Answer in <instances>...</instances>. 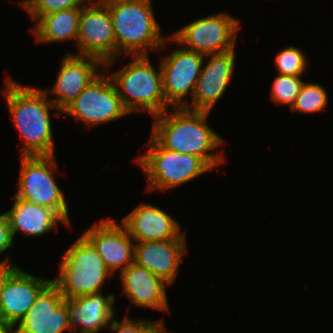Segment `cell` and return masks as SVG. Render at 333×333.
Returning a JSON list of instances; mask_svg holds the SVG:
<instances>
[{
  "instance_id": "cell-26",
  "label": "cell",
  "mask_w": 333,
  "mask_h": 333,
  "mask_svg": "<svg viewBox=\"0 0 333 333\" xmlns=\"http://www.w3.org/2000/svg\"><path fill=\"white\" fill-rule=\"evenodd\" d=\"M303 84L301 77L278 74L272 83L270 98L274 103L289 105L291 108Z\"/></svg>"
},
{
  "instance_id": "cell-28",
  "label": "cell",
  "mask_w": 333,
  "mask_h": 333,
  "mask_svg": "<svg viewBox=\"0 0 333 333\" xmlns=\"http://www.w3.org/2000/svg\"><path fill=\"white\" fill-rule=\"evenodd\" d=\"M14 246V240L11 233V227L9 219L6 213L0 215V254L6 252ZM13 264L10 258L7 256L4 260L0 261V265Z\"/></svg>"
},
{
  "instance_id": "cell-7",
  "label": "cell",
  "mask_w": 333,
  "mask_h": 333,
  "mask_svg": "<svg viewBox=\"0 0 333 333\" xmlns=\"http://www.w3.org/2000/svg\"><path fill=\"white\" fill-rule=\"evenodd\" d=\"M18 191L15 196L54 210L71 227L63 191L55 181V155L21 156Z\"/></svg>"
},
{
  "instance_id": "cell-3",
  "label": "cell",
  "mask_w": 333,
  "mask_h": 333,
  "mask_svg": "<svg viewBox=\"0 0 333 333\" xmlns=\"http://www.w3.org/2000/svg\"><path fill=\"white\" fill-rule=\"evenodd\" d=\"M111 15L116 39V58L162 52L166 39L152 9L151 0H101Z\"/></svg>"
},
{
  "instance_id": "cell-20",
  "label": "cell",
  "mask_w": 333,
  "mask_h": 333,
  "mask_svg": "<svg viewBox=\"0 0 333 333\" xmlns=\"http://www.w3.org/2000/svg\"><path fill=\"white\" fill-rule=\"evenodd\" d=\"M115 294L102 292L68 299L69 322L71 332L80 327V333H99L104 327H110L116 319L114 311Z\"/></svg>"
},
{
  "instance_id": "cell-27",
  "label": "cell",
  "mask_w": 333,
  "mask_h": 333,
  "mask_svg": "<svg viewBox=\"0 0 333 333\" xmlns=\"http://www.w3.org/2000/svg\"><path fill=\"white\" fill-rule=\"evenodd\" d=\"M165 326L162 318L150 321L130 319L126 316L121 322L113 319L109 328L115 333H168Z\"/></svg>"
},
{
  "instance_id": "cell-29",
  "label": "cell",
  "mask_w": 333,
  "mask_h": 333,
  "mask_svg": "<svg viewBox=\"0 0 333 333\" xmlns=\"http://www.w3.org/2000/svg\"><path fill=\"white\" fill-rule=\"evenodd\" d=\"M19 267L14 264L0 265V301L1 295L7 279L18 269Z\"/></svg>"
},
{
  "instance_id": "cell-6",
  "label": "cell",
  "mask_w": 333,
  "mask_h": 333,
  "mask_svg": "<svg viewBox=\"0 0 333 333\" xmlns=\"http://www.w3.org/2000/svg\"><path fill=\"white\" fill-rule=\"evenodd\" d=\"M147 144L146 154L135 160L146 175L147 191H165L211 171L199 157L165 149L151 136Z\"/></svg>"
},
{
  "instance_id": "cell-13",
  "label": "cell",
  "mask_w": 333,
  "mask_h": 333,
  "mask_svg": "<svg viewBox=\"0 0 333 333\" xmlns=\"http://www.w3.org/2000/svg\"><path fill=\"white\" fill-rule=\"evenodd\" d=\"M82 235L93 245L112 274L117 269L121 273L134 263L135 241L116 219L108 217L93 223Z\"/></svg>"
},
{
  "instance_id": "cell-25",
  "label": "cell",
  "mask_w": 333,
  "mask_h": 333,
  "mask_svg": "<svg viewBox=\"0 0 333 333\" xmlns=\"http://www.w3.org/2000/svg\"><path fill=\"white\" fill-rule=\"evenodd\" d=\"M275 65L280 75L302 77L307 69V58L299 48L288 46L275 57Z\"/></svg>"
},
{
  "instance_id": "cell-8",
  "label": "cell",
  "mask_w": 333,
  "mask_h": 333,
  "mask_svg": "<svg viewBox=\"0 0 333 333\" xmlns=\"http://www.w3.org/2000/svg\"><path fill=\"white\" fill-rule=\"evenodd\" d=\"M240 24L238 19L227 12L211 14L173 32L167 36V40L203 55L224 53L236 48V35L242 28Z\"/></svg>"
},
{
  "instance_id": "cell-24",
  "label": "cell",
  "mask_w": 333,
  "mask_h": 333,
  "mask_svg": "<svg viewBox=\"0 0 333 333\" xmlns=\"http://www.w3.org/2000/svg\"><path fill=\"white\" fill-rule=\"evenodd\" d=\"M85 2L87 0H23L19 1V5L36 23L42 16L74 7H82Z\"/></svg>"
},
{
  "instance_id": "cell-23",
  "label": "cell",
  "mask_w": 333,
  "mask_h": 333,
  "mask_svg": "<svg viewBox=\"0 0 333 333\" xmlns=\"http://www.w3.org/2000/svg\"><path fill=\"white\" fill-rule=\"evenodd\" d=\"M328 100L327 90L320 83L304 82L290 110L305 114L318 113L325 110Z\"/></svg>"
},
{
  "instance_id": "cell-19",
  "label": "cell",
  "mask_w": 333,
  "mask_h": 333,
  "mask_svg": "<svg viewBox=\"0 0 333 333\" xmlns=\"http://www.w3.org/2000/svg\"><path fill=\"white\" fill-rule=\"evenodd\" d=\"M123 293L138 307L169 312L166 286L160 277L132 263L120 273Z\"/></svg>"
},
{
  "instance_id": "cell-1",
  "label": "cell",
  "mask_w": 333,
  "mask_h": 333,
  "mask_svg": "<svg viewBox=\"0 0 333 333\" xmlns=\"http://www.w3.org/2000/svg\"><path fill=\"white\" fill-rule=\"evenodd\" d=\"M155 116L151 137L163 148L199 157L211 170L224 162L221 154L210 151L225 140L208 125L210 112L172 108Z\"/></svg>"
},
{
  "instance_id": "cell-9",
  "label": "cell",
  "mask_w": 333,
  "mask_h": 333,
  "mask_svg": "<svg viewBox=\"0 0 333 333\" xmlns=\"http://www.w3.org/2000/svg\"><path fill=\"white\" fill-rule=\"evenodd\" d=\"M76 47L78 56L94 57L105 71L115 63L116 39L108 7L101 0H87L82 6Z\"/></svg>"
},
{
  "instance_id": "cell-14",
  "label": "cell",
  "mask_w": 333,
  "mask_h": 333,
  "mask_svg": "<svg viewBox=\"0 0 333 333\" xmlns=\"http://www.w3.org/2000/svg\"><path fill=\"white\" fill-rule=\"evenodd\" d=\"M104 64L97 58L78 56L67 53L62 61L56 80L47 95L53 94L50 99L62 113L78 95L92 83L101 73Z\"/></svg>"
},
{
  "instance_id": "cell-21",
  "label": "cell",
  "mask_w": 333,
  "mask_h": 333,
  "mask_svg": "<svg viewBox=\"0 0 333 333\" xmlns=\"http://www.w3.org/2000/svg\"><path fill=\"white\" fill-rule=\"evenodd\" d=\"M13 197L12 208L5 212L10 222L13 239L17 232L23 233L24 236L40 237L57 227L59 223L69 228L54 210L15 195Z\"/></svg>"
},
{
  "instance_id": "cell-2",
  "label": "cell",
  "mask_w": 333,
  "mask_h": 333,
  "mask_svg": "<svg viewBox=\"0 0 333 333\" xmlns=\"http://www.w3.org/2000/svg\"><path fill=\"white\" fill-rule=\"evenodd\" d=\"M5 85L6 105L23 140L21 156L54 155L49 110H55L53 114L58 117L59 109L48 99L45 90L23 86L9 76Z\"/></svg>"
},
{
  "instance_id": "cell-12",
  "label": "cell",
  "mask_w": 333,
  "mask_h": 333,
  "mask_svg": "<svg viewBox=\"0 0 333 333\" xmlns=\"http://www.w3.org/2000/svg\"><path fill=\"white\" fill-rule=\"evenodd\" d=\"M12 333H64L71 330L68 300L51 281L36 297Z\"/></svg>"
},
{
  "instance_id": "cell-18",
  "label": "cell",
  "mask_w": 333,
  "mask_h": 333,
  "mask_svg": "<svg viewBox=\"0 0 333 333\" xmlns=\"http://www.w3.org/2000/svg\"><path fill=\"white\" fill-rule=\"evenodd\" d=\"M121 222L135 242L173 240L184 233L176 219L149 203H141Z\"/></svg>"
},
{
  "instance_id": "cell-30",
  "label": "cell",
  "mask_w": 333,
  "mask_h": 333,
  "mask_svg": "<svg viewBox=\"0 0 333 333\" xmlns=\"http://www.w3.org/2000/svg\"><path fill=\"white\" fill-rule=\"evenodd\" d=\"M1 333H12V332L9 330H3Z\"/></svg>"
},
{
  "instance_id": "cell-5",
  "label": "cell",
  "mask_w": 333,
  "mask_h": 333,
  "mask_svg": "<svg viewBox=\"0 0 333 333\" xmlns=\"http://www.w3.org/2000/svg\"><path fill=\"white\" fill-rule=\"evenodd\" d=\"M59 270L52 282L65 300L101 292L106 278L113 275L83 235L64 253Z\"/></svg>"
},
{
  "instance_id": "cell-16",
  "label": "cell",
  "mask_w": 333,
  "mask_h": 333,
  "mask_svg": "<svg viewBox=\"0 0 333 333\" xmlns=\"http://www.w3.org/2000/svg\"><path fill=\"white\" fill-rule=\"evenodd\" d=\"M52 279L33 276L18 268L6 281L0 301V327L11 330L34 304Z\"/></svg>"
},
{
  "instance_id": "cell-10",
  "label": "cell",
  "mask_w": 333,
  "mask_h": 333,
  "mask_svg": "<svg viewBox=\"0 0 333 333\" xmlns=\"http://www.w3.org/2000/svg\"><path fill=\"white\" fill-rule=\"evenodd\" d=\"M82 121L86 128L113 122L129 113L107 74H100L62 112Z\"/></svg>"
},
{
  "instance_id": "cell-15",
  "label": "cell",
  "mask_w": 333,
  "mask_h": 333,
  "mask_svg": "<svg viewBox=\"0 0 333 333\" xmlns=\"http://www.w3.org/2000/svg\"><path fill=\"white\" fill-rule=\"evenodd\" d=\"M235 53L234 49L224 53L205 55L211 58L205 66L202 65L191 104L188 103L185 108L211 112L233 78L236 66Z\"/></svg>"
},
{
  "instance_id": "cell-17",
  "label": "cell",
  "mask_w": 333,
  "mask_h": 333,
  "mask_svg": "<svg viewBox=\"0 0 333 333\" xmlns=\"http://www.w3.org/2000/svg\"><path fill=\"white\" fill-rule=\"evenodd\" d=\"M186 232L173 240L135 242L134 263L170 286L177 277L187 248Z\"/></svg>"
},
{
  "instance_id": "cell-22",
  "label": "cell",
  "mask_w": 333,
  "mask_h": 333,
  "mask_svg": "<svg viewBox=\"0 0 333 333\" xmlns=\"http://www.w3.org/2000/svg\"><path fill=\"white\" fill-rule=\"evenodd\" d=\"M81 10L82 7H74L42 16L31 29L36 42L51 44L75 40L74 44H76Z\"/></svg>"
},
{
  "instance_id": "cell-4",
  "label": "cell",
  "mask_w": 333,
  "mask_h": 333,
  "mask_svg": "<svg viewBox=\"0 0 333 333\" xmlns=\"http://www.w3.org/2000/svg\"><path fill=\"white\" fill-rule=\"evenodd\" d=\"M149 55L132 56L124 67L108 74L128 113L147 111L155 117L168 110L161 66L155 70Z\"/></svg>"
},
{
  "instance_id": "cell-11",
  "label": "cell",
  "mask_w": 333,
  "mask_h": 333,
  "mask_svg": "<svg viewBox=\"0 0 333 333\" xmlns=\"http://www.w3.org/2000/svg\"><path fill=\"white\" fill-rule=\"evenodd\" d=\"M205 58L195 51L178 48L160 60L163 92L169 107H186L189 102L183 98L189 93L193 98Z\"/></svg>"
}]
</instances>
